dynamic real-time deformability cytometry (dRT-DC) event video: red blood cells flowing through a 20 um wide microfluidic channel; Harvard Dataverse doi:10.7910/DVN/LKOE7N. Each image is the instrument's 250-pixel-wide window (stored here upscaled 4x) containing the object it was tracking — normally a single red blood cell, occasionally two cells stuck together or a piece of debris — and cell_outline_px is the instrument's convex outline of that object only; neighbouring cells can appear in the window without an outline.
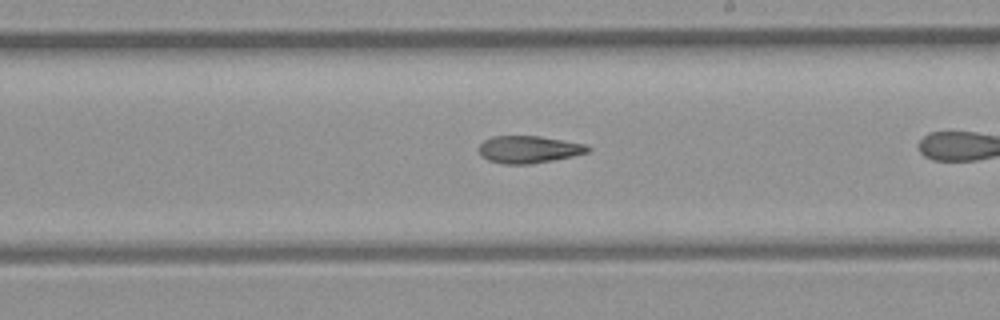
{"species": "common noctule bat (a hibernating species)", "species_latin": "Nyctalus noctula", "temperature_condition": "room temperature", "stored_images_in_passage": 25, "camera_frame_rate_fps": 3000, "um_per_image_px": 0.085, "animal": {"sex": "female", "body_mass_g": 21.9}, "frame": {"image": 1, "passage_image": 15, "time_ms": 4.667, "image_size_px": [1000, 320], "cell_outline_px": [[592, 148], [588, 152], [572, 156], [532, 164], [504, 164], [488, 160], [480, 156], [476, 148], [484, 140], [492, 136], [540, 136], [588, 144]], "centroid_in_image_um": [44.92, 12.69], "position_along_channel_um": 244.1, "area_um2": 17.57}}
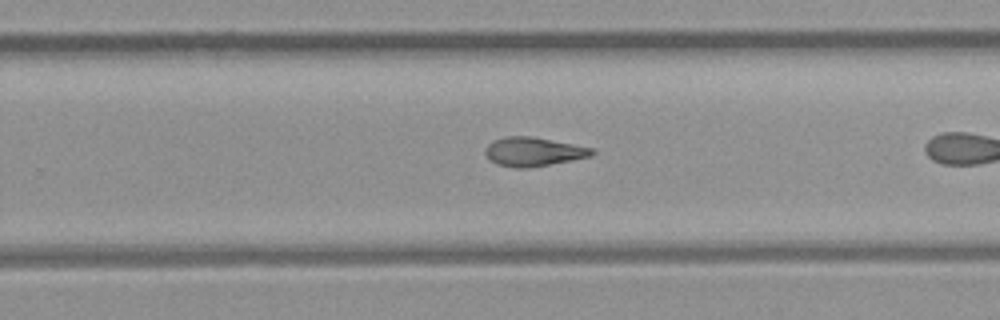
{"frame": {"image": 2, "passage_image": 18, "time_ms": 5.667, "image_size_px": [1000, 320], "cell_outline_px": [[596, 152], [592, 156], [572, 160], [528, 168], [516, 168], [496, 164], [484, 152], [488, 144], [492, 140], [504, 136], [532, 136], [592, 148]], "centroid_in_image_um": [45.33, 12.89], "position_along_channel_um": 284.5, "area_um2": 17.92}}